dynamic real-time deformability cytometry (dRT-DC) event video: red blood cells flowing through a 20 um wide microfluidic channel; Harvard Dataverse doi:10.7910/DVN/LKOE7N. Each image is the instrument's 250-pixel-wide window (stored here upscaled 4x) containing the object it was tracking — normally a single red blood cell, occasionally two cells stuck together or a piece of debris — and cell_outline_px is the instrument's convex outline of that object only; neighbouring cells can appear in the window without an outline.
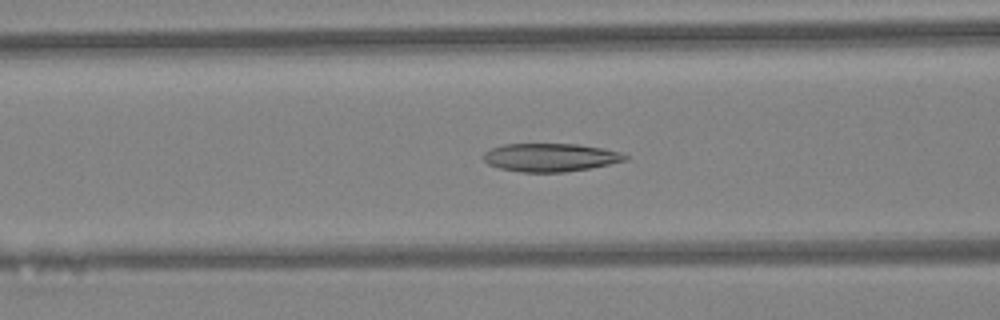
{"species": "Egyptian fruit bat (a non-hibernating species)", "species_latin": "Rousettus aegyptiacus", "temperature_condition": "warm", "stored_images_in_passage": 46, "camera_frame_rate_fps": 3000, "um_per_image_px": 0.085, "animal": {"sex": "female"}, "frame": {"image": 1, "passage_image": 19, "time_ms": 6.0, "image_size_px": [1000, 320], "cell_outline_px": [[628, 160], [592, 168], [564, 172], [520, 172], [500, 168], [488, 164], [480, 156], [484, 152], [492, 148], [504, 144], [576, 144], [604, 148], [620, 152], [628, 156]], "centroid_in_image_um": [46.78, 13.38], "position_along_channel_um": 119.8, "area_um2": 23.47}}
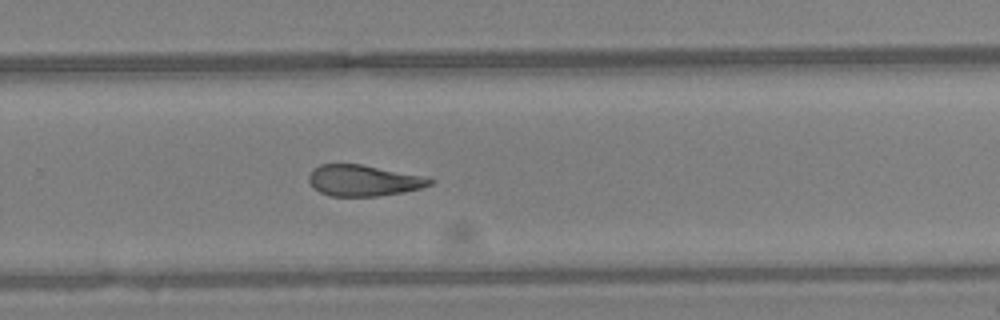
{"frame": {"image": 2, "passage_image": 31, "time_ms": 10.0, "image_size_px": [1000, 320], "cell_outline_px": [[436, 180], [432, 184], [420, 188], [404, 192], [376, 196], [328, 196], [320, 192], [308, 180], [308, 176], [312, 168], [320, 164], [360, 164], [432, 176]], "centroid_in_image_um": [30.98, 15.33], "position_along_channel_um": 298.8, "area_um2": 22.37}}
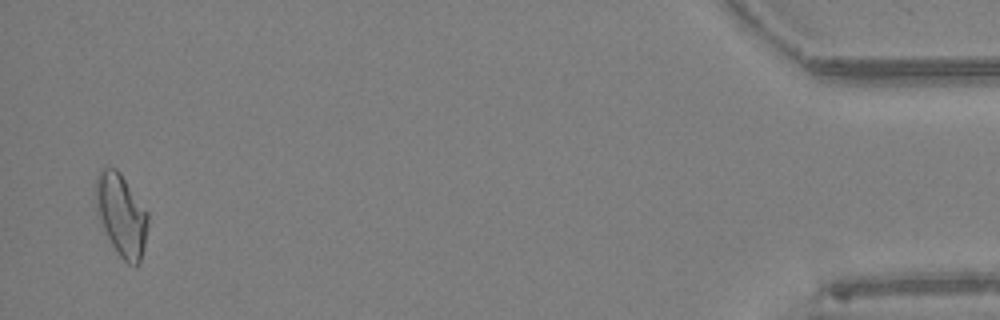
{"frame": {"image": 3, "passage_image": 45, "time_ms": 14.667, "image_size_px": [1000, 320], "cell_outline_px": [[148, 224], [144, 248], [140, 264], [136, 268], [132, 268], [120, 256], [112, 244], [100, 220], [96, 196], [96, 176], [104, 168], [116, 168], [120, 172], [148, 212]], "centroid_in_image_um": [10.36, 18.32], "position_along_channel_um": 424.8, "area_um2": 24.68}, "authors_computed_cell_mechanics": {"area_um2": 23.7847, "velocity_mm_per_s": 4.4935, "shape_relaxation_time_tau1_ms": null, "shape_relaxation_time_tau2_ms": 3.4552, "deformation_change_tau1": null, "deformation_change_tau2": 0.1198}}